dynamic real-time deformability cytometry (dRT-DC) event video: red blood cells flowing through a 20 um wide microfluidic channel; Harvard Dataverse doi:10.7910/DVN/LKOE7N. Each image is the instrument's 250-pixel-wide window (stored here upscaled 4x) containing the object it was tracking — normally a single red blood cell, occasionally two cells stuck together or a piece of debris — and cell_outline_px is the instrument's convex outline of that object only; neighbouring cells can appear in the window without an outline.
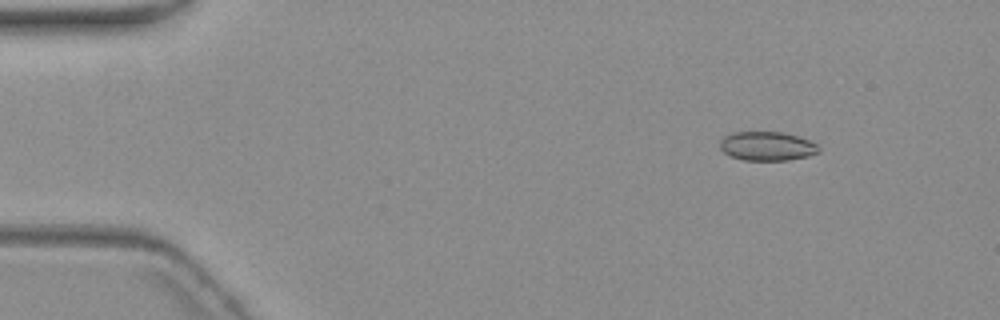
{"species": "common noctule bat (a hibernating species)", "species_latin": "Nyctalus noctula", "temperature_condition": "warm", "stored_images_in_passage": 5, "camera_frame_rate_fps": 3000, "um_per_image_px": 0.085, "animal": {"sex": "female", "body_mass_g": 19.3, "forearm_length_mm": 54.1}, "frame": {"image": 1, "passage_image": 1, "time_ms": 0.0, "image_size_px": [1000, 320], "cell_outline_px": [[820, 152], [808, 156], [788, 160], [744, 160], [732, 156], [724, 152], [720, 148], [720, 140], [724, 136], [732, 132], [784, 132], [808, 140], [816, 144], [820, 148]], "centroid_in_image_um": [65.2, 12.42], "position_along_channel_um": 19.8, "area_um2": 16.65}}
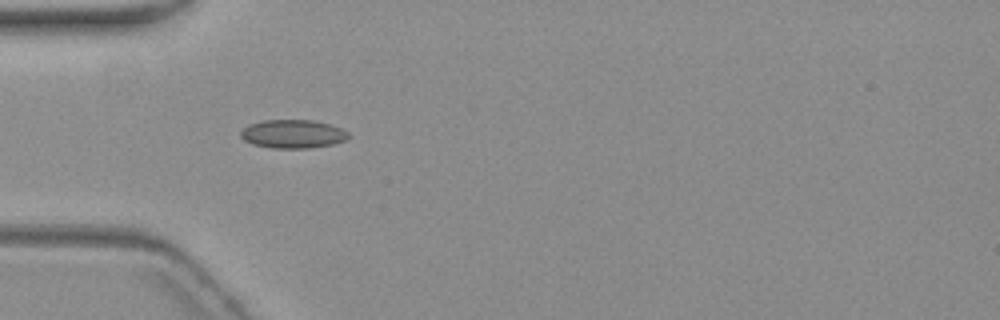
{"frame": {"image": 2, "passage_image": 4, "time_ms": 3.667, "image_size_px": [1000, 320], "cell_outline_px": [[348, 140], [332, 144], [308, 148], [272, 148], [252, 144], [244, 140], [240, 136], [240, 132], [248, 124], [264, 120], [312, 120], [332, 124], [348, 132]], "centroid_in_image_um": [24.89, 11.38], "position_along_channel_um": 60.1, "area_um2": 17.98}}
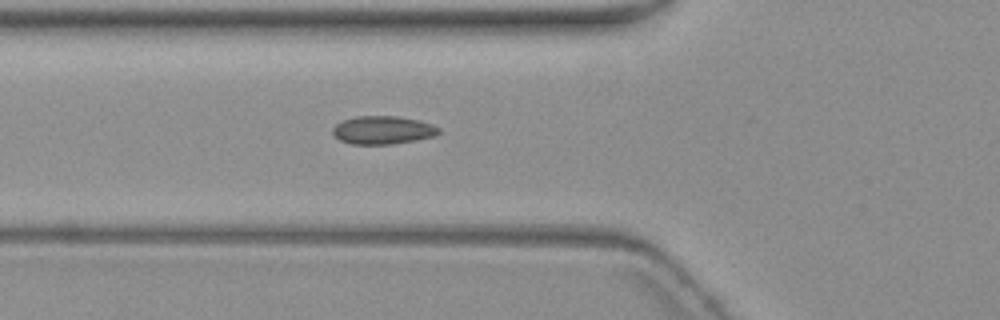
{"frame": {"image": 3, "passage_image": 5, "time_ms": 4.667, "image_size_px": [1000, 320], "cell_outline_px": [[440, 132], [432, 136], [416, 140], [392, 144], [352, 144], [340, 140], [332, 132], [332, 128], [336, 124], [344, 120], [356, 116], [396, 116], [420, 120], [432, 124], [440, 128]], "centroid_in_image_um": [32.54, 11.05], "position_along_channel_um": 93.3, "area_um2": 17.34}}